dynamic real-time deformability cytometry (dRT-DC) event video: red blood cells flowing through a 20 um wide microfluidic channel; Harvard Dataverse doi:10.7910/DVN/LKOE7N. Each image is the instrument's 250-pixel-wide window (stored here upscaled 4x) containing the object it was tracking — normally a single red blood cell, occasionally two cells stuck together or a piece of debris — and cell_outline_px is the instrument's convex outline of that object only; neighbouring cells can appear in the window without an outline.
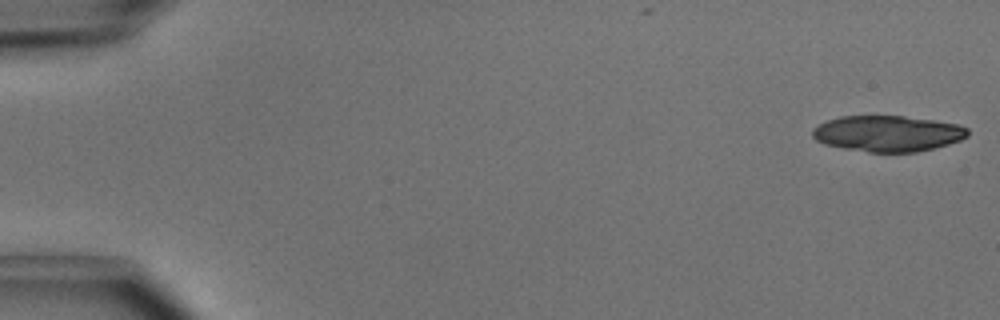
{"species": "common noctule bat (a hibernating species)", "species_latin": "Nyctalus noctula", "temperature_condition": "cold", "stored_images_in_passage": 17, "camera_frame_rate_fps": 3000, "um_per_image_px": 0.085, "animal": {"sex": "male", "body_mass_g": 15.6}, "frame": {"image": 1, "passage_image": 1, "time_ms": 0.0, "image_size_px": [1000, 320], "cell_outline_px": [[968, 136], [960, 140], [948, 144], [916, 152], [868, 152], [844, 148], [824, 144], [816, 140], [812, 136], [812, 128], [828, 120], [840, 116], [904, 116], [960, 124], [968, 128]], "centroid_in_image_um": [75.45, 11.35], "position_along_channel_um": 9.5, "area_um2": 32.48}}